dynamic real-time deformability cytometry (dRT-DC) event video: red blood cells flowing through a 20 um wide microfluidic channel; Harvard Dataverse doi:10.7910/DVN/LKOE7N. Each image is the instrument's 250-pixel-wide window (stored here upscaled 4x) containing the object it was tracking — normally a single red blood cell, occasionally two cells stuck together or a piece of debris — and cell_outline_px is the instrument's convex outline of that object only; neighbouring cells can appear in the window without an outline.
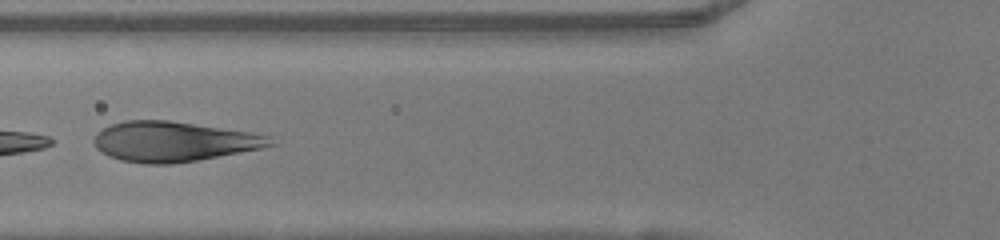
{"species": "human", "species_latin": "Homo sapiens", "temperature_condition": "warm", "stored_images_in_passage": 16, "camera_frame_rate_fps": 3000, "um_per_image_px": 0.085, "donor": {"sex": "female"}, "frame": {"image": 1, "passage_image": 7, "time_ms": 2.0, "image_size_px": [1000, 240], "cell_outline_px": [[276, 144], [260, 148], [196, 160], [172, 164], [144, 164], [120, 160], [108, 156], [96, 148], [92, 140], [96, 132], [112, 124], [124, 120], [168, 120], [252, 132], [272, 136]], "centroid_in_image_um": [14.72, 12.03], "position_along_channel_um": 111.1, "area_um2": 41.15}}
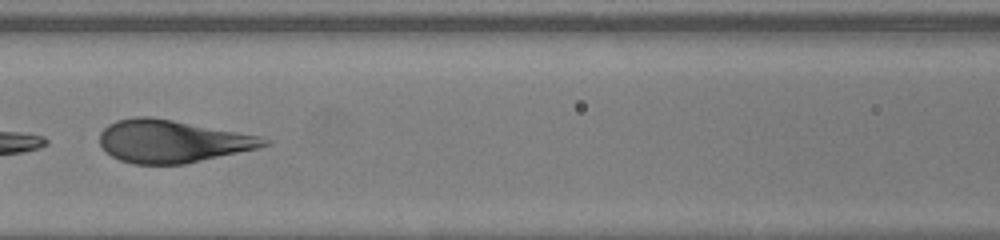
{"frame": {"image": 2, "passage_image": 10, "time_ms": 3.0, "image_size_px": [1000, 240], "cell_outline_px": [[272, 144], [260, 148], [184, 164], [132, 164], [120, 160], [104, 152], [100, 144], [100, 132], [108, 124], [116, 120], [136, 116], [148, 116], [172, 120], [260, 136], [272, 140]], "centroid_in_image_um": [14.63, 12.01], "position_along_channel_um": 152.0, "area_um2": 40.92}}